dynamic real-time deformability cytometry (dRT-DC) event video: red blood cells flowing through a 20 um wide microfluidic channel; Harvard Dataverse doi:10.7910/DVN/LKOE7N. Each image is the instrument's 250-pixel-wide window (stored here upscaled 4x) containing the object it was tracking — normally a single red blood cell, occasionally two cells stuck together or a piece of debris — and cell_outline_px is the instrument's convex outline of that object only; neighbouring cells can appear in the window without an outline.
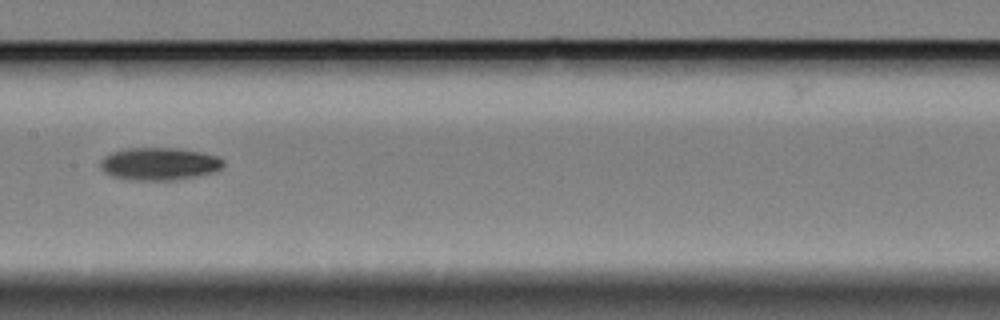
{"species": "Egyptian fruit bat (a non-hibernating species)", "species_latin": "Rousettus aegyptiacus", "temperature_condition": "cold", "stored_images_in_passage": 10, "camera_frame_rate_fps": 3000, "um_per_image_px": 0.085, "animal": {"sex": "female"}, "frame": {"image": 1, "passage_image": 4, "time_ms": 1.0, "image_size_px": [1000, 320], "cell_outline_px": [[224, 164], [220, 168], [212, 172], [172, 180], [128, 180], [112, 176], [104, 172], [100, 168], [100, 160], [104, 156], [112, 152], [128, 148], [176, 148], [200, 152], [220, 156], [224, 160]], "centroid_in_image_um": [13.5, 13.92], "position_along_channel_um": 193.9, "area_um2": 23.29}}
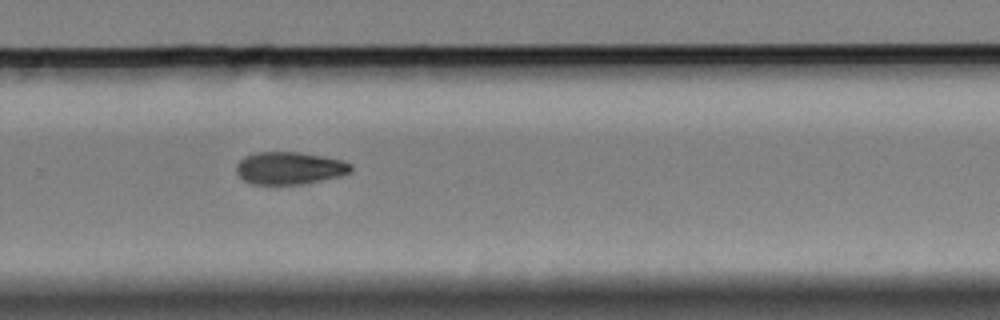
{"frame": {"image": 2, "passage_image": 7, "time_ms": 2.0, "image_size_px": [1000, 320], "cell_outline_px": [[352, 172], [340, 176], [304, 184], [252, 184], [244, 180], [236, 172], [236, 164], [244, 156], [256, 152], [296, 152], [324, 156], [340, 160], [352, 164]], "centroid_in_image_um": [24.61, 14.29], "position_along_channel_um": 305.2, "area_um2": 21.73}}
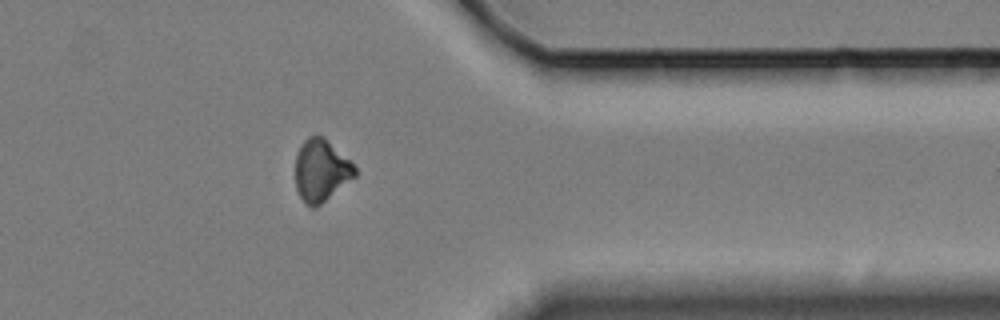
{"frame": {"image": 3, "passage_image": 9, "time_ms": 2.667, "image_size_px": [1000, 320], "cell_outline_px": [[356, 176], [316, 208], [312, 208], [300, 196], [296, 188], [296, 152], [304, 140], [308, 136], [324, 136], [356, 168]], "centroid_in_image_um": [27.28, 14.49], "position_along_channel_um": 384.1, "area_um2": 21.27}}